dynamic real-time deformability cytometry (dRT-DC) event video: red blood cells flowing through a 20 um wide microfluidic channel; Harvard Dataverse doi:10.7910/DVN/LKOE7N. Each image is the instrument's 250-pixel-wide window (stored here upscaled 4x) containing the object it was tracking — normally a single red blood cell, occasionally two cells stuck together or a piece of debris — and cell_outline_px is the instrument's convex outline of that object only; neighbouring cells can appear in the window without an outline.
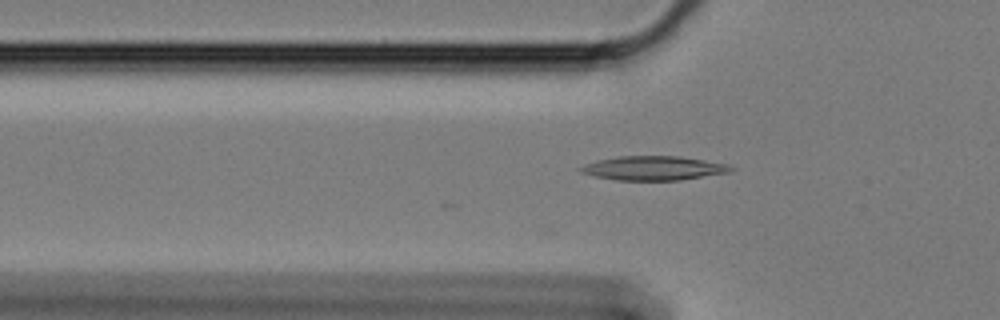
{"species": "Egyptian fruit bat (a non-hibernating species)", "species_latin": "Rousettus aegyptiacus", "temperature_condition": "cold", "stored_images_in_passage": 36, "camera_frame_rate_fps": 3000, "um_per_image_px": 0.085, "animal": {"sex": "female"}, "frame": {"image": 1, "passage_image": 2, "time_ms": 0.333, "image_size_px": [1000, 320], "cell_outline_px": [[736, 168], [728, 172], [680, 180], [616, 180], [596, 176], [580, 172], [576, 168], [596, 160], [620, 156], [680, 156], [728, 164]], "centroid_in_image_um": [55.53, 14.29], "position_along_channel_um": 70.3, "area_um2": 21.04}}
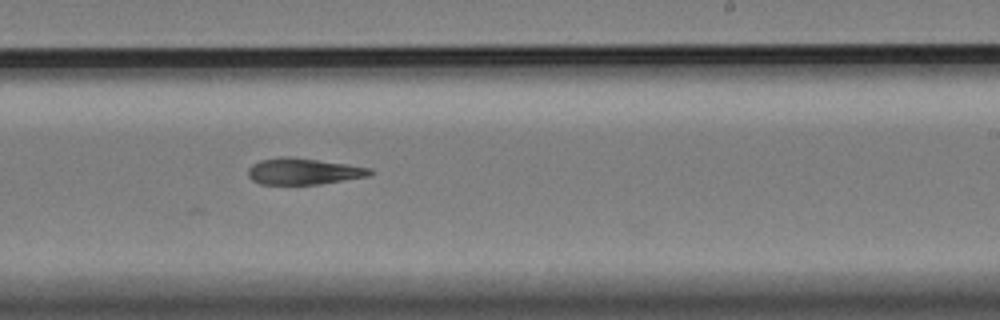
{"frame": {"image": 2, "passage_image": 19, "time_ms": 6.0, "image_size_px": [1000, 320], "cell_outline_px": [[372, 172], [368, 176], [320, 184], [260, 184], [252, 180], [248, 176], [248, 168], [252, 164], [260, 160], [280, 156], [288, 156], [348, 164], [372, 168]], "centroid_in_image_um": [25.76, 14.56], "position_along_channel_um": 263.2, "area_um2": 18.73}}
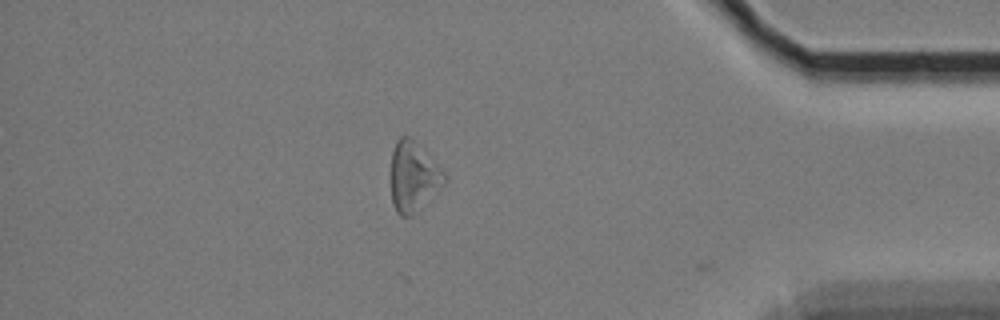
{"frame": {"image": 3, "passage_image": 34, "time_ms": 11.0, "image_size_px": [1000, 320], "cell_outline_px": [[448, 180], [412, 216], [400, 216], [396, 212], [392, 204], [392, 152], [396, 140], [400, 136], [408, 136], [448, 176]], "centroid_in_image_um": [35.13, 15.06], "position_along_channel_um": 400.1, "area_um2": 21.27}}